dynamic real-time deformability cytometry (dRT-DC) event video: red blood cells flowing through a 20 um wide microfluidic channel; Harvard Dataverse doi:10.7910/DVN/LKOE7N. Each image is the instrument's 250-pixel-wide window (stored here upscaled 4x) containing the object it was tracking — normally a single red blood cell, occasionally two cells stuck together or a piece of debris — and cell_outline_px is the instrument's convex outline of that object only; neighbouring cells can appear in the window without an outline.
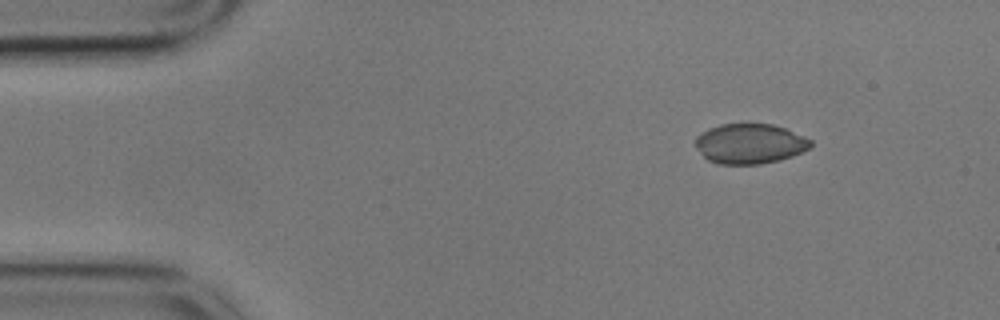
{"species": "common noctule bat (a hibernating species)", "species_latin": "Nyctalus noctula", "temperature_condition": "cold", "stored_images_in_passage": 13, "camera_frame_rate_fps": 3000, "um_per_image_px": 0.085, "animal": {"sex": "male", "body_mass_g": 17.9}, "frame": {"image": 1, "passage_image": 1, "time_ms": 0.0, "image_size_px": [1000, 320], "cell_outline_px": [[812, 144], [808, 148], [792, 156], [780, 160], [760, 164], [720, 164], [708, 160], [704, 156], [696, 144], [696, 136], [708, 128], [720, 124], [772, 124], [784, 128], [804, 136], [812, 140]], "centroid_in_image_um": [63.74, 12.21], "position_along_channel_um": 21.3, "area_um2": 26.65}}